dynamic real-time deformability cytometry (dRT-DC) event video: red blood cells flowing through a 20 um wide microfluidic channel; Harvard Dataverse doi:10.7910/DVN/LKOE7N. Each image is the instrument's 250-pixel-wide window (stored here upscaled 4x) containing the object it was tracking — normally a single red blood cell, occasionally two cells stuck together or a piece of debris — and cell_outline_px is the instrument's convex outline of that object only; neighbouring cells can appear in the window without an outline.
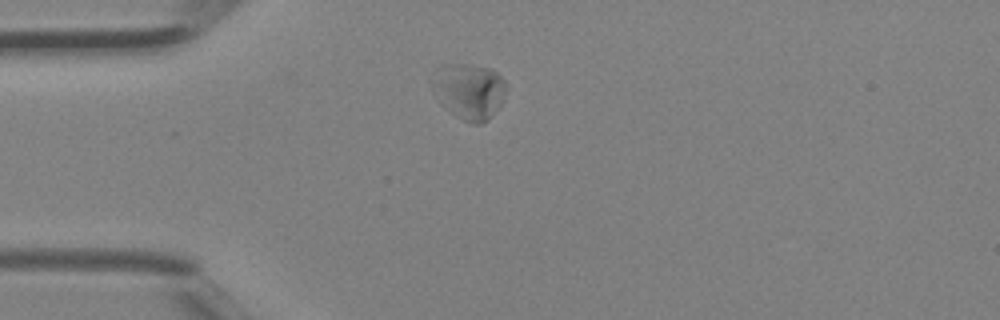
{"species": "Egyptian fruit bat (a non-hibernating species)", "species_latin": "Rousettus aegyptiacus", "temperature_condition": "room temperature", "stored_images_in_passage": 27, "camera_frame_rate_fps": 3000, "um_per_image_px": 0.085, "animal": {"sex": "female"}, "frame": {"image": 1, "passage_image": 1, "time_ms": 0.0, "image_size_px": [1000, 320], "cell_outline_px": [[504, 92], [500, 104], [488, 120], [480, 124], [472, 124], [464, 120], [452, 112], [432, 88], [428, 80], [444, 64], [468, 64], [488, 68], [496, 72], [504, 80]], "centroid_in_image_um": [39.86, 7.72], "position_along_channel_um": 45.1, "area_um2": 23.35}}
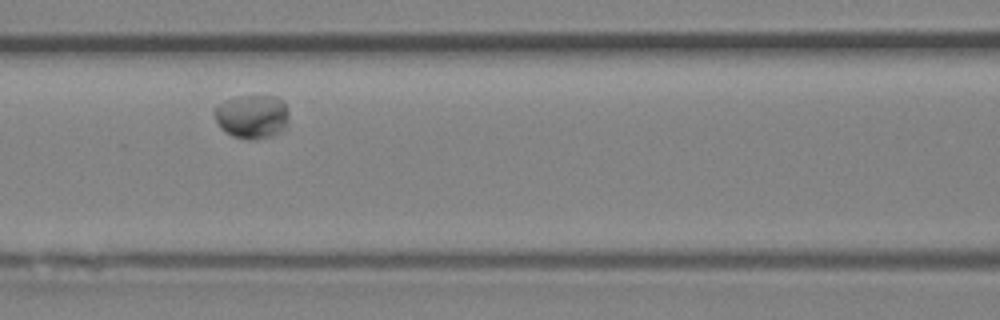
{"frame": {"image": 2, "passage_image": 9, "time_ms": 2.667, "image_size_px": [1000, 320], "cell_outline_px": [[288, 120], [284, 128], [280, 132], [256, 140], [248, 140], [232, 136], [224, 132], [220, 128], [212, 112], [216, 104], [224, 100], [236, 96], [276, 96], [284, 104], [288, 112]], "centroid_in_image_um": [21.36, 9.9], "position_along_channel_um": 145.2, "area_um2": 19.25}}
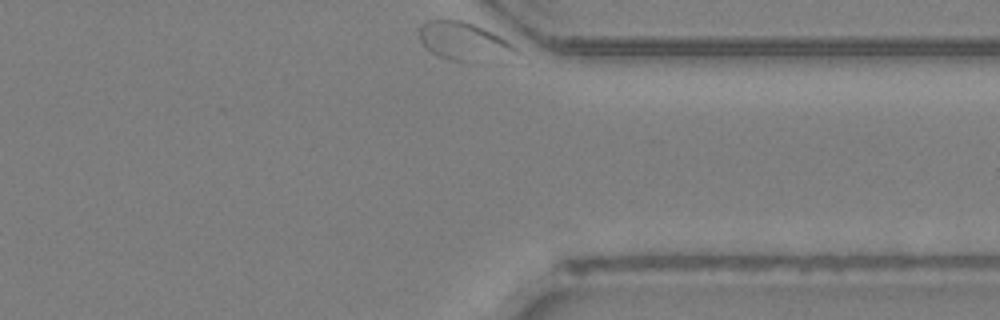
{"frame": {"image": 3, "passage_image": 27, "time_ms": 8.667, "image_size_px": [1000, 320], "cell_outline_px": [[528, 64], [488, 64], [452, 60], [440, 56], [424, 48], [420, 40], [420, 24], [428, 20], [464, 20], [476, 24], [508, 40], [524, 56]], "centroid_in_image_um": [39.78, 3.66], "position_along_channel_um": 371.6, "area_um2": 23.87}}